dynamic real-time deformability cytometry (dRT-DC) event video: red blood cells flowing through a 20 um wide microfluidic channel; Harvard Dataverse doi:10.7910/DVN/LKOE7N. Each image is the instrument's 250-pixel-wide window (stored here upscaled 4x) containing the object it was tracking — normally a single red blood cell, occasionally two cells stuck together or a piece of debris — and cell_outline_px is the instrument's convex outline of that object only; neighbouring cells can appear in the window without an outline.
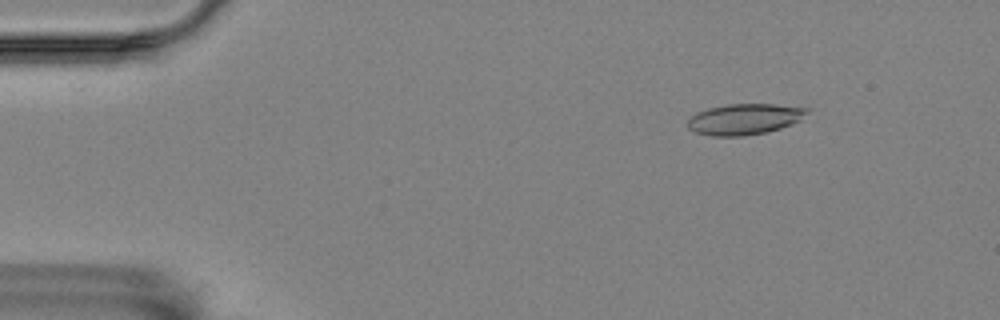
{"species": "Egyptian fruit bat (a non-hibernating species)", "species_latin": "Rousettus aegyptiacus", "temperature_condition": "room temperature", "stored_images_in_passage": 6, "camera_frame_rate_fps": 3000, "um_per_image_px": 0.085, "animal": {"sex": "female"}, "frame": {"image": 1, "passage_image": 1, "time_ms": 0.0, "image_size_px": [1000, 320], "cell_outline_px": [[812, 108], [800, 120], [792, 124], [780, 128], [764, 132], [744, 136], [712, 136], [696, 132], [688, 128], [688, 120], [696, 112], [708, 108], [728, 104], [776, 104]], "centroid_in_image_um": [63.3, 10.12], "position_along_channel_um": 21.7, "area_um2": 21.5}}
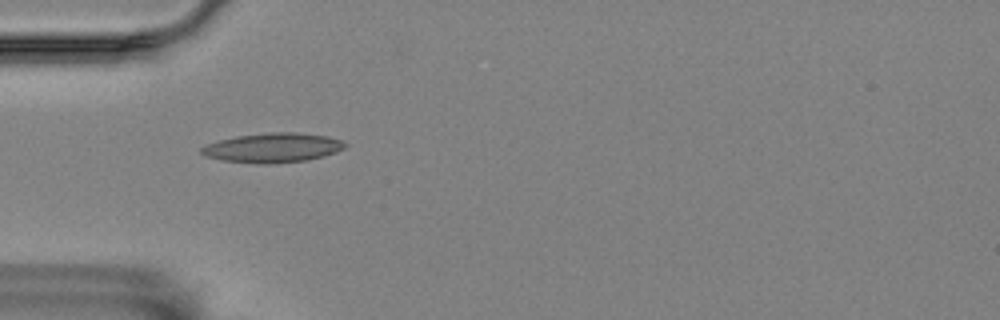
{"frame": {"image": 2, "passage_image": 4, "time_ms": 1.0, "image_size_px": [1000, 320], "cell_outline_px": [[348, 144], [344, 148], [336, 152], [324, 156], [308, 160], [268, 164], [260, 164], [224, 160], [204, 156], [200, 152], [200, 148], [208, 144], [220, 140], [236, 136], [268, 132], [296, 132], [328, 136], [340, 140]], "centroid_in_image_um": [23.2, 12.55], "position_along_channel_um": 61.8, "area_um2": 24.68}}
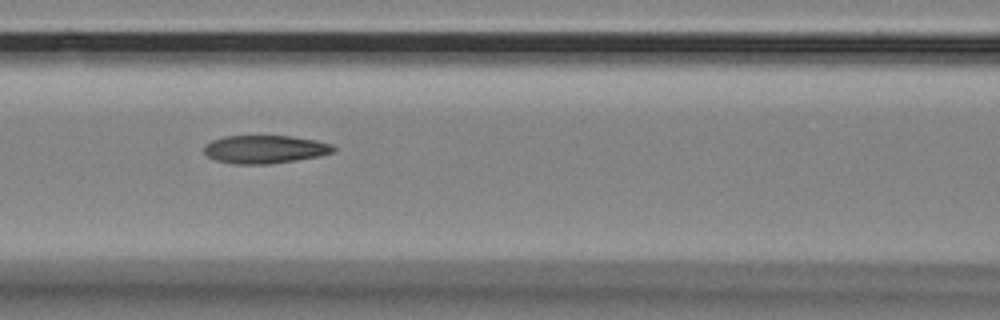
{"frame": {"image": 3, "passage_image": 6, "time_ms": 1.667, "image_size_px": [1000, 320], "cell_outline_px": [[336, 148], [332, 152], [320, 156], [296, 160], [268, 164], [232, 164], [216, 160], [208, 156], [204, 152], [204, 144], [212, 140], [224, 136], [292, 136], [316, 140], [332, 144]], "centroid_in_image_um": [22.51, 12.69], "position_along_channel_um": 144.1, "area_um2": 21.27}}